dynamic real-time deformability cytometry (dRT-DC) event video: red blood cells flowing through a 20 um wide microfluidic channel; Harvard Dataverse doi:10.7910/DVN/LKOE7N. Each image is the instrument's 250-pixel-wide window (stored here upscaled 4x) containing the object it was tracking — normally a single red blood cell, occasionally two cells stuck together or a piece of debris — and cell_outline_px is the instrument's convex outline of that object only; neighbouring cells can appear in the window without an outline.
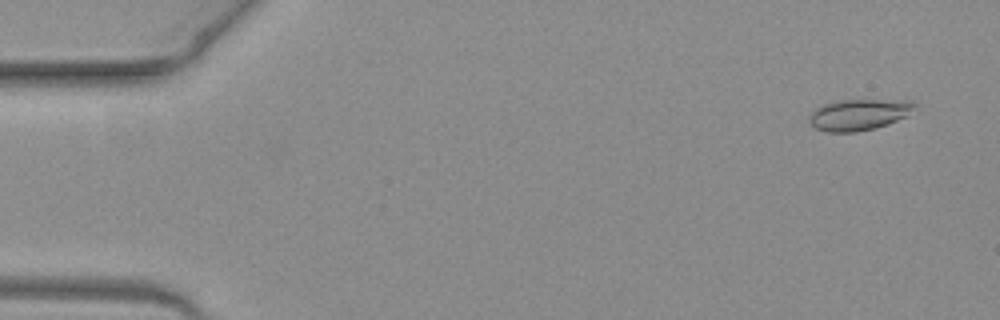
{"species": "common noctule bat (a hibernating species)", "species_latin": "Nyctalus noctula", "temperature_condition": "warm", "stored_images_in_passage": 14, "camera_frame_rate_fps": 3000, "um_per_image_px": 0.085, "animal": {"sex": "female", "body_mass_g": 19.3, "forearm_length_mm": 54.1}, "frame": {"image": 1, "passage_image": 3, "time_ms": 0.667, "image_size_px": [1000, 320], "cell_outline_px": [[916, 104], [908, 116], [888, 124], [876, 128], [856, 132], [828, 132], [816, 128], [808, 120], [808, 116], [820, 104], [840, 100], [916, 100]], "centroid_in_image_um": [73.02, 9.73], "position_along_channel_um": 12.0, "area_um2": 19.36}}